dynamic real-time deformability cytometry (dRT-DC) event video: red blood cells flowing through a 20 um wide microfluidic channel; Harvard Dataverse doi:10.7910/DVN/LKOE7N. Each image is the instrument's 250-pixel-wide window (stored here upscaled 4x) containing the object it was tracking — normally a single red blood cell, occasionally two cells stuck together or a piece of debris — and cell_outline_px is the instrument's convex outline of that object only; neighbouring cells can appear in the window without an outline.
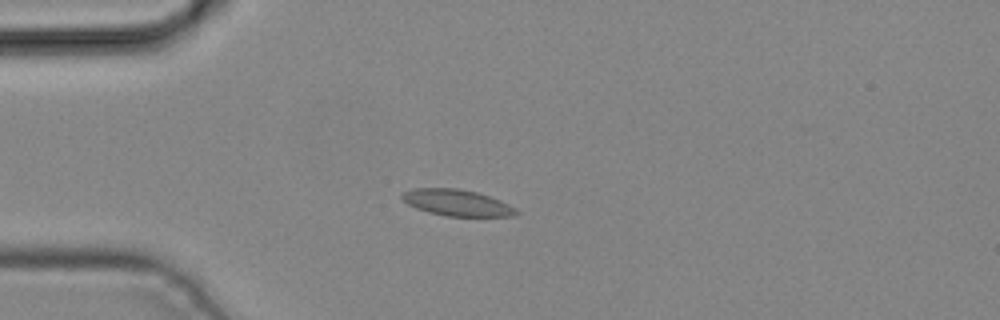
{"species": "common noctule bat (a hibernating species)", "species_latin": "Nyctalus noctula", "temperature_condition": "cold", "stored_images_in_passage": 4, "camera_frame_rate_fps": 3000, "um_per_image_px": 0.085, "animal": {"sex": "male", "body_mass_g": 19.2, "forearm_length_mm": 51.8}, "frame": {"image": 1, "passage_image": 4, "time_ms": 1.0, "image_size_px": [1000, 320], "cell_outline_px": [[520, 212], [512, 216], [448, 216], [428, 212], [416, 208], [408, 204], [400, 196], [404, 192], [412, 188], [456, 188], [476, 192], [500, 200], [516, 208]], "centroid_in_image_um": [38.84, 17.23], "position_along_channel_um": 46.2, "area_um2": 17.4}}